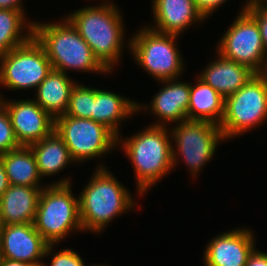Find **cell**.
<instances>
[{"label":"cell","instance_id":"9c48e42d","mask_svg":"<svg viewBox=\"0 0 267 266\" xmlns=\"http://www.w3.org/2000/svg\"><path fill=\"white\" fill-rule=\"evenodd\" d=\"M54 130L68 147L74 163L102 158L118 148V137L106 126L92 119L64 114L55 118Z\"/></svg>","mask_w":267,"mask_h":266},{"label":"cell","instance_id":"1f68e13d","mask_svg":"<svg viewBox=\"0 0 267 266\" xmlns=\"http://www.w3.org/2000/svg\"><path fill=\"white\" fill-rule=\"evenodd\" d=\"M10 184L8 181L7 174L4 169L2 154L0 155V197L9 188Z\"/></svg>","mask_w":267,"mask_h":266},{"label":"cell","instance_id":"8d00e7d4","mask_svg":"<svg viewBox=\"0 0 267 266\" xmlns=\"http://www.w3.org/2000/svg\"><path fill=\"white\" fill-rule=\"evenodd\" d=\"M3 101H4V98H3V96H2L1 93H0V107L3 106Z\"/></svg>","mask_w":267,"mask_h":266},{"label":"cell","instance_id":"ffe728a7","mask_svg":"<svg viewBox=\"0 0 267 266\" xmlns=\"http://www.w3.org/2000/svg\"><path fill=\"white\" fill-rule=\"evenodd\" d=\"M68 75L52 69L35 89L33 100L54 119L66 113L71 90L77 83Z\"/></svg>","mask_w":267,"mask_h":266},{"label":"cell","instance_id":"484cf974","mask_svg":"<svg viewBox=\"0 0 267 266\" xmlns=\"http://www.w3.org/2000/svg\"><path fill=\"white\" fill-rule=\"evenodd\" d=\"M19 147L9 115L2 106L0 107V155Z\"/></svg>","mask_w":267,"mask_h":266},{"label":"cell","instance_id":"4316f807","mask_svg":"<svg viewBox=\"0 0 267 266\" xmlns=\"http://www.w3.org/2000/svg\"><path fill=\"white\" fill-rule=\"evenodd\" d=\"M50 266H85L82 257L71 248H64L58 253H52ZM42 266H47L45 263Z\"/></svg>","mask_w":267,"mask_h":266},{"label":"cell","instance_id":"d590c367","mask_svg":"<svg viewBox=\"0 0 267 266\" xmlns=\"http://www.w3.org/2000/svg\"><path fill=\"white\" fill-rule=\"evenodd\" d=\"M2 229H3V223H2L1 216H0V245H1Z\"/></svg>","mask_w":267,"mask_h":266},{"label":"cell","instance_id":"7c38bea8","mask_svg":"<svg viewBox=\"0 0 267 266\" xmlns=\"http://www.w3.org/2000/svg\"><path fill=\"white\" fill-rule=\"evenodd\" d=\"M3 106L20 146H30L54 131L55 119L33 99L10 101L4 98Z\"/></svg>","mask_w":267,"mask_h":266},{"label":"cell","instance_id":"cb8c5ba5","mask_svg":"<svg viewBox=\"0 0 267 266\" xmlns=\"http://www.w3.org/2000/svg\"><path fill=\"white\" fill-rule=\"evenodd\" d=\"M26 14L25 11L0 9V55L25 44L33 37L34 21L28 22Z\"/></svg>","mask_w":267,"mask_h":266},{"label":"cell","instance_id":"d6a6232c","mask_svg":"<svg viewBox=\"0 0 267 266\" xmlns=\"http://www.w3.org/2000/svg\"><path fill=\"white\" fill-rule=\"evenodd\" d=\"M0 266H42V264H32L18 260L0 258Z\"/></svg>","mask_w":267,"mask_h":266},{"label":"cell","instance_id":"9a60e30c","mask_svg":"<svg viewBox=\"0 0 267 266\" xmlns=\"http://www.w3.org/2000/svg\"><path fill=\"white\" fill-rule=\"evenodd\" d=\"M178 79L159 81L164 86L154 95L150 104H143L142 106L141 103H137V113L141 112L142 109L145 112L149 109L153 116L158 117L157 121L150 125L169 126L166 123H180L187 120L190 84Z\"/></svg>","mask_w":267,"mask_h":266},{"label":"cell","instance_id":"4fadbf2b","mask_svg":"<svg viewBox=\"0 0 267 266\" xmlns=\"http://www.w3.org/2000/svg\"><path fill=\"white\" fill-rule=\"evenodd\" d=\"M56 245H49L34 224L3 225L0 258L43 264Z\"/></svg>","mask_w":267,"mask_h":266},{"label":"cell","instance_id":"3957f363","mask_svg":"<svg viewBox=\"0 0 267 266\" xmlns=\"http://www.w3.org/2000/svg\"><path fill=\"white\" fill-rule=\"evenodd\" d=\"M97 166L90 182L78 195V202L83 232L98 234L115 217L131 211L136 201L106 166L100 163Z\"/></svg>","mask_w":267,"mask_h":266},{"label":"cell","instance_id":"f546056e","mask_svg":"<svg viewBox=\"0 0 267 266\" xmlns=\"http://www.w3.org/2000/svg\"><path fill=\"white\" fill-rule=\"evenodd\" d=\"M245 266H267V253L255 248Z\"/></svg>","mask_w":267,"mask_h":266},{"label":"cell","instance_id":"7a4b0ae2","mask_svg":"<svg viewBox=\"0 0 267 266\" xmlns=\"http://www.w3.org/2000/svg\"><path fill=\"white\" fill-rule=\"evenodd\" d=\"M171 143L167 126L149 125L126 139L118 137L117 145L121 146L133 166L136 192L141 197L172 171Z\"/></svg>","mask_w":267,"mask_h":266},{"label":"cell","instance_id":"4dcf8cb0","mask_svg":"<svg viewBox=\"0 0 267 266\" xmlns=\"http://www.w3.org/2000/svg\"><path fill=\"white\" fill-rule=\"evenodd\" d=\"M23 0H0V9L26 11L22 6Z\"/></svg>","mask_w":267,"mask_h":266},{"label":"cell","instance_id":"74e56055","mask_svg":"<svg viewBox=\"0 0 267 266\" xmlns=\"http://www.w3.org/2000/svg\"><path fill=\"white\" fill-rule=\"evenodd\" d=\"M85 266H87V265H85ZM89 266H108V265H107V264H106V265H105V264H104V265H103V264H102V265H99V264H98V265L93 264V265H89Z\"/></svg>","mask_w":267,"mask_h":266},{"label":"cell","instance_id":"e0dca14e","mask_svg":"<svg viewBox=\"0 0 267 266\" xmlns=\"http://www.w3.org/2000/svg\"><path fill=\"white\" fill-rule=\"evenodd\" d=\"M215 54L218 55V58L210 61L198 77L224 99L237 92L257 74L246 65L225 59L219 53Z\"/></svg>","mask_w":267,"mask_h":266},{"label":"cell","instance_id":"52a82bcc","mask_svg":"<svg viewBox=\"0 0 267 266\" xmlns=\"http://www.w3.org/2000/svg\"><path fill=\"white\" fill-rule=\"evenodd\" d=\"M267 121V81L257 73L237 92L224 99L219 125L225 140L236 138ZM264 122V123H263Z\"/></svg>","mask_w":267,"mask_h":266},{"label":"cell","instance_id":"277c9868","mask_svg":"<svg viewBox=\"0 0 267 266\" xmlns=\"http://www.w3.org/2000/svg\"><path fill=\"white\" fill-rule=\"evenodd\" d=\"M33 36L44 47L53 70L110 73L95 57L90 46L65 17L58 23L34 22Z\"/></svg>","mask_w":267,"mask_h":266},{"label":"cell","instance_id":"ba28073f","mask_svg":"<svg viewBox=\"0 0 267 266\" xmlns=\"http://www.w3.org/2000/svg\"><path fill=\"white\" fill-rule=\"evenodd\" d=\"M169 132L176 145L172 146L173 170L181 156L194 178L213 159L219 142L226 141L219 125L207 121L184 120L169 127Z\"/></svg>","mask_w":267,"mask_h":266},{"label":"cell","instance_id":"5b68a950","mask_svg":"<svg viewBox=\"0 0 267 266\" xmlns=\"http://www.w3.org/2000/svg\"><path fill=\"white\" fill-rule=\"evenodd\" d=\"M68 177L45 185L42 189L34 227L49 245H57L75 231H83L78 195L72 192V182Z\"/></svg>","mask_w":267,"mask_h":266},{"label":"cell","instance_id":"83f0119b","mask_svg":"<svg viewBox=\"0 0 267 266\" xmlns=\"http://www.w3.org/2000/svg\"><path fill=\"white\" fill-rule=\"evenodd\" d=\"M246 11L256 20L267 53V6L247 7Z\"/></svg>","mask_w":267,"mask_h":266},{"label":"cell","instance_id":"7402d4cb","mask_svg":"<svg viewBox=\"0 0 267 266\" xmlns=\"http://www.w3.org/2000/svg\"><path fill=\"white\" fill-rule=\"evenodd\" d=\"M41 178L54 176L67 168L73 159L63 139L54 130L50 135L30 145Z\"/></svg>","mask_w":267,"mask_h":266},{"label":"cell","instance_id":"8992f818","mask_svg":"<svg viewBox=\"0 0 267 266\" xmlns=\"http://www.w3.org/2000/svg\"><path fill=\"white\" fill-rule=\"evenodd\" d=\"M134 34L126 43L140 68L157 81L182 75L185 63L175 41L179 36L157 32L148 26Z\"/></svg>","mask_w":267,"mask_h":266},{"label":"cell","instance_id":"44dd1931","mask_svg":"<svg viewBox=\"0 0 267 266\" xmlns=\"http://www.w3.org/2000/svg\"><path fill=\"white\" fill-rule=\"evenodd\" d=\"M190 83L187 120L207 121L220 125L224 114V98L199 77Z\"/></svg>","mask_w":267,"mask_h":266},{"label":"cell","instance_id":"30bf717a","mask_svg":"<svg viewBox=\"0 0 267 266\" xmlns=\"http://www.w3.org/2000/svg\"><path fill=\"white\" fill-rule=\"evenodd\" d=\"M51 70L44 47L33 36L25 44L0 55V86L11 91L36 89Z\"/></svg>","mask_w":267,"mask_h":266},{"label":"cell","instance_id":"603a6c76","mask_svg":"<svg viewBox=\"0 0 267 266\" xmlns=\"http://www.w3.org/2000/svg\"><path fill=\"white\" fill-rule=\"evenodd\" d=\"M2 160L10 185H42V178L30 146H20L2 154Z\"/></svg>","mask_w":267,"mask_h":266},{"label":"cell","instance_id":"836d02e7","mask_svg":"<svg viewBox=\"0 0 267 266\" xmlns=\"http://www.w3.org/2000/svg\"><path fill=\"white\" fill-rule=\"evenodd\" d=\"M246 7L267 6V0H247Z\"/></svg>","mask_w":267,"mask_h":266},{"label":"cell","instance_id":"6da1fadb","mask_svg":"<svg viewBox=\"0 0 267 266\" xmlns=\"http://www.w3.org/2000/svg\"><path fill=\"white\" fill-rule=\"evenodd\" d=\"M122 13L113 2L86 6L66 18L90 46L95 57L109 71L119 64L125 41Z\"/></svg>","mask_w":267,"mask_h":266},{"label":"cell","instance_id":"d4e9b609","mask_svg":"<svg viewBox=\"0 0 267 266\" xmlns=\"http://www.w3.org/2000/svg\"><path fill=\"white\" fill-rule=\"evenodd\" d=\"M78 83L71 90L68 109L65 115L91 119L93 100H95V88Z\"/></svg>","mask_w":267,"mask_h":266},{"label":"cell","instance_id":"ac0fdd59","mask_svg":"<svg viewBox=\"0 0 267 266\" xmlns=\"http://www.w3.org/2000/svg\"><path fill=\"white\" fill-rule=\"evenodd\" d=\"M44 187L10 185L0 197V216L3 225L33 223Z\"/></svg>","mask_w":267,"mask_h":266},{"label":"cell","instance_id":"d6986e66","mask_svg":"<svg viewBox=\"0 0 267 266\" xmlns=\"http://www.w3.org/2000/svg\"><path fill=\"white\" fill-rule=\"evenodd\" d=\"M137 103L136 100H130L115 92L95 88L91 119L103 124L119 137L122 121L135 115Z\"/></svg>","mask_w":267,"mask_h":266},{"label":"cell","instance_id":"2e32d148","mask_svg":"<svg viewBox=\"0 0 267 266\" xmlns=\"http://www.w3.org/2000/svg\"><path fill=\"white\" fill-rule=\"evenodd\" d=\"M151 5L155 24L147 26L157 32L180 36L205 20L193 0H152Z\"/></svg>","mask_w":267,"mask_h":266},{"label":"cell","instance_id":"5bb4252c","mask_svg":"<svg viewBox=\"0 0 267 266\" xmlns=\"http://www.w3.org/2000/svg\"><path fill=\"white\" fill-rule=\"evenodd\" d=\"M255 235L248 228H235L218 234L207 243L205 266H245L255 249Z\"/></svg>","mask_w":267,"mask_h":266},{"label":"cell","instance_id":"f1b7e54d","mask_svg":"<svg viewBox=\"0 0 267 266\" xmlns=\"http://www.w3.org/2000/svg\"><path fill=\"white\" fill-rule=\"evenodd\" d=\"M197 10L203 15V17L207 20V18L214 13L213 11L217 10V8L221 7L224 2L228 0H193Z\"/></svg>","mask_w":267,"mask_h":266},{"label":"cell","instance_id":"8fae6325","mask_svg":"<svg viewBox=\"0 0 267 266\" xmlns=\"http://www.w3.org/2000/svg\"><path fill=\"white\" fill-rule=\"evenodd\" d=\"M246 8L244 4L242 11H239L234 22L222 35L216 51L225 59L246 65L256 73H261L267 53L258 24Z\"/></svg>","mask_w":267,"mask_h":266},{"label":"cell","instance_id":"e575fe53","mask_svg":"<svg viewBox=\"0 0 267 266\" xmlns=\"http://www.w3.org/2000/svg\"><path fill=\"white\" fill-rule=\"evenodd\" d=\"M267 81V57H266V62H265V66L263 68V71L260 73Z\"/></svg>","mask_w":267,"mask_h":266}]
</instances>
